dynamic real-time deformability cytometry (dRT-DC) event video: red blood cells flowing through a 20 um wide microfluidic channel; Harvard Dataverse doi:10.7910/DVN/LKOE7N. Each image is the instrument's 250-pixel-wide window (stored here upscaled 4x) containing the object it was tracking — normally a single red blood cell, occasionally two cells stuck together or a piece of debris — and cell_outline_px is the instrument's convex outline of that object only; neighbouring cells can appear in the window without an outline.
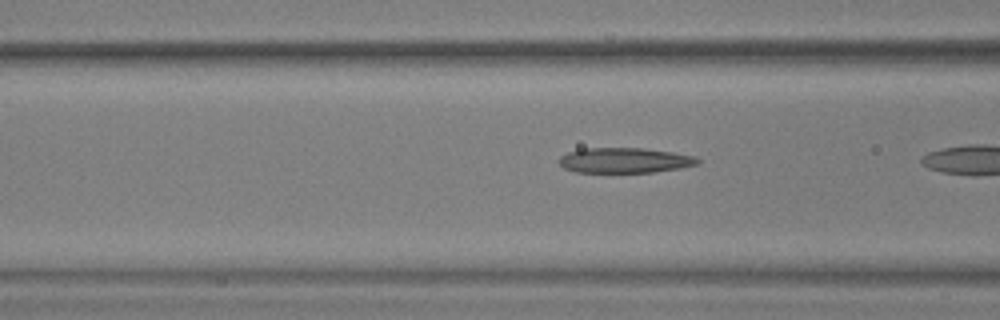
{"species": "common noctule bat (a hibernating species)", "species_latin": "Nyctalus noctula", "temperature_condition": "warm", "stored_images_in_passage": 6, "camera_frame_rate_fps": 3000, "um_per_image_px": 0.085, "animal": {"sex": "male", "body_mass_g": 17.9, "forearm_length_mm": 54.2}, "frame": {"image": 1, "passage_image": 5, "time_ms": 1.333, "image_size_px": [1000, 320], "cell_outline_px": [[700, 164], [680, 168], [652, 172], [576, 172], [564, 168], [556, 160], [560, 156], [568, 152], [584, 148], [644, 148], [672, 152], [696, 156], [700, 160]], "centroid_in_image_um": [53.1, 13.62], "position_along_channel_um": 113.5, "area_um2": 20.46}}